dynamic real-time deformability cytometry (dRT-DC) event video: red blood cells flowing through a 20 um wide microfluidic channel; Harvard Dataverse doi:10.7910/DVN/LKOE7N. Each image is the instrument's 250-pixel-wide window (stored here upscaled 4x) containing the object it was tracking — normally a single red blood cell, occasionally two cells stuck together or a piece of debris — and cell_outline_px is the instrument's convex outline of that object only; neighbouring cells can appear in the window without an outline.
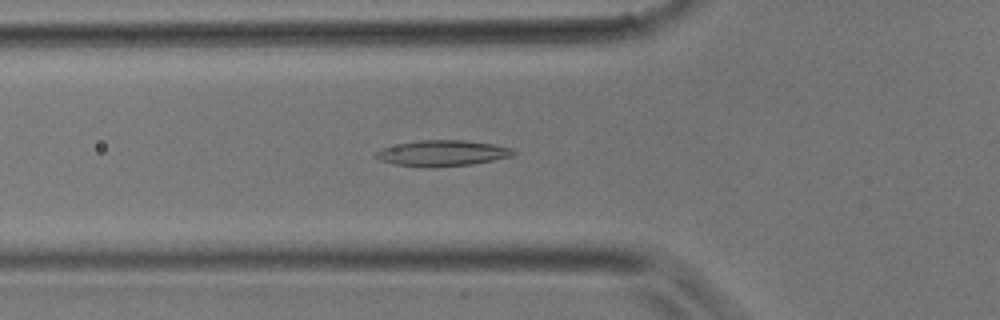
{"species": "common noctule bat (a hibernating species)", "species_latin": "Nyctalus noctula", "temperature_condition": "room temperature", "stored_images_in_passage": 41, "camera_frame_rate_fps": 3000, "um_per_image_px": 0.085, "animal": {"sex": "male", "body_mass_g": 17.9}, "frame": {"image": 1, "passage_image": 14, "time_ms": 4.333, "image_size_px": [1000, 320], "cell_outline_px": [[516, 152], [512, 156], [472, 164], [428, 168], [392, 164], [380, 160], [372, 156], [372, 152], [380, 148], [420, 140], [464, 140], [492, 144], [512, 148]], "centroid_in_image_um": [37.52, 13.03], "position_along_channel_um": 88.3, "area_um2": 20.87}}
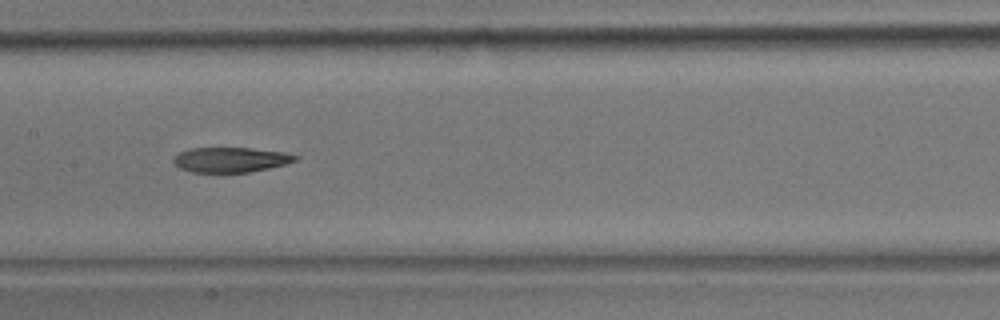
{"frame": {"image": 2, "passage_image": 20, "time_ms": 6.333, "image_size_px": [1000, 320], "cell_outline_px": [[300, 156], [296, 160], [284, 164], [268, 168], [248, 172], [192, 172], [180, 168], [172, 160], [180, 152], [192, 148], [252, 148], [284, 152]], "centroid_in_image_um": [19.62, 13.57], "position_along_channel_um": 187.8, "area_um2": 17.51}}
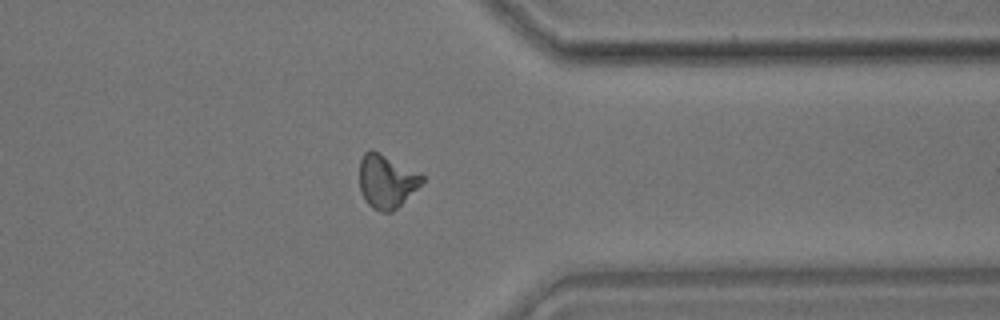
{"frame": {"image": 3, "passage_image": 32, "time_ms": 10.333, "image_size_px": [1000, 320], "cell_outline_px": [[424, 180], [392, 212], [380, 212], [372, 208], [364, 200], [360, 188], [360, 160], [364, 152], [372, 148], [380, 152], [424, 176]], "centroid_in_image_um": [32.8, 15.39], "position_along_channel_um": 378.6, "area_um2": 19.25}}